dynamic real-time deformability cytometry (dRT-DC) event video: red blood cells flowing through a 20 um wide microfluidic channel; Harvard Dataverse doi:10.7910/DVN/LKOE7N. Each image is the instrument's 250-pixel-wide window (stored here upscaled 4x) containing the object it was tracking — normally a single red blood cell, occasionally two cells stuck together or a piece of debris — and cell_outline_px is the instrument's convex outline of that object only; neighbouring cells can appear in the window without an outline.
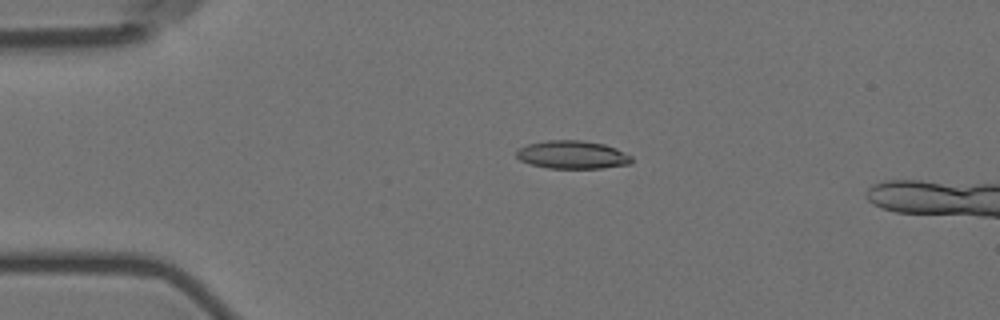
{"species": "Egyptian fruit bat (a non-hibernating species)", "species_latin": "Rousettus aegyptiacus", "temperature_condition": "room temperature", "stored_images_in_passage": 4, "camera_frame_rate_fps": 3000, "um_per_image_px": 0.085, "animal": {"sex": "female"}, "frame": {"image": 1, "passage_image": 3, "time_ms": 3.0, "image_size_px": [1000, 320], "cell_outline_px": [[632, 164], [604, 168], [548, 168], [532, 164], [520, 160], [516, 156], [516, 148], [528, 144], [548, 140], [580, 140], [604, 144], [616, 148], [632, 156]], "centroid_in_image_um": [48.66, 13.15], "position_along_channel_um": 36.3, "area_um2": 18.96}}